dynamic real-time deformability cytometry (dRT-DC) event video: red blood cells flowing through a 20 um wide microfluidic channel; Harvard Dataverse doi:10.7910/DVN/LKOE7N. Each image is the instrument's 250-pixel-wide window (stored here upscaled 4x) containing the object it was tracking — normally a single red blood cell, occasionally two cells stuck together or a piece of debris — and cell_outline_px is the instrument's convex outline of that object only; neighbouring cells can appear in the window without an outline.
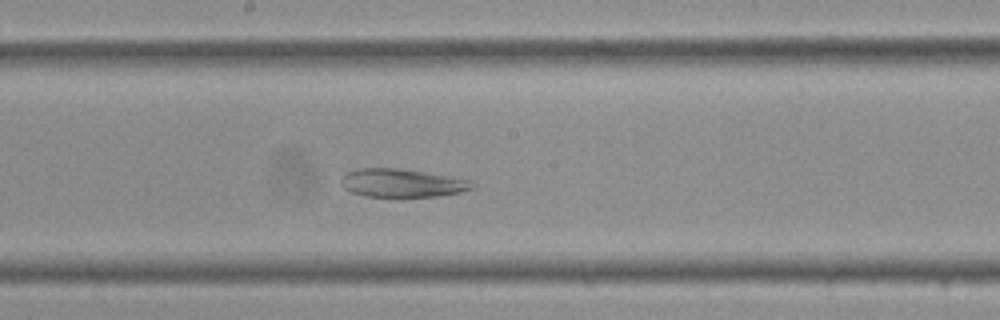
{"species": "Egyptian fruit bat (a non-hibernating species)", "species_latin": "Rousettus aegyptiacus", "temperature_condition": "cold", "stored_images_in_passage": 36, "camera_frame_rate_fps": 3000, "um_per_image_px": 0.085, "frame": {"image": 1, "passage_image": 19, "time_ms": 6.0, "image_size_px": [1000, 320], "cell_outline_px": [[476, 184], [472, 188], [460, 192], [440, 196], [364, 196], [352, 192], [344, 188], [340, 184], [340, 180], [348, 172], [356, 168], [400, 168], [472, 180]], "centroid_in_image_um": [34.17, 15.55], "position_along_channel_um": 214.0, "area_um2": 21.5}}
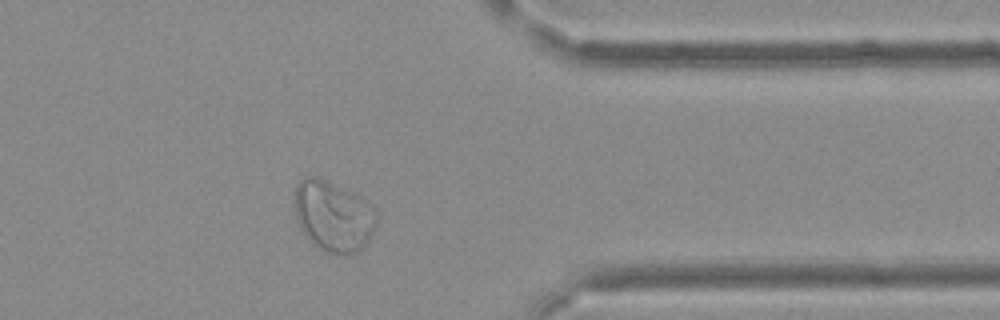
{"frame": {"image": 2, "passage_image": 29, "time_ms": 9.333, "image_size_px": [1000, 320], "cell_outline_px": [[376, 224], [364, 248], [356, 252], [344, 256], [324, 252], [312, 244], [304, 236], [300, 228], [296, 216], [296, 184], [304, 176], [320, 176], [360, 196], [372, 204], [376, 208]], "centroid_in_image_um": [28.34, 18.38], "position_along_channel_um": 383.1, "area_um2": 34.33}}
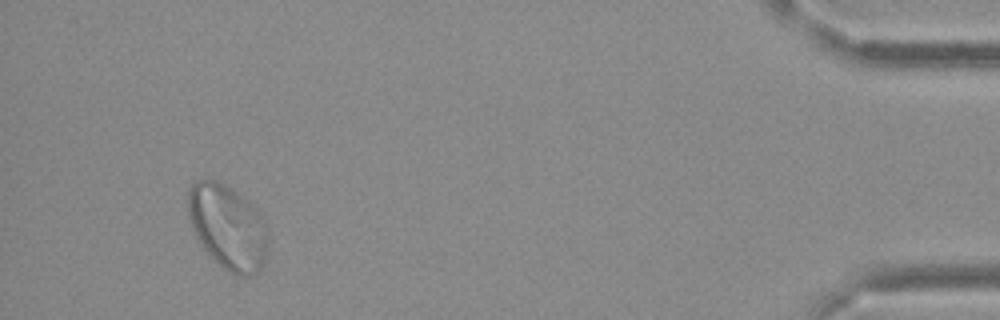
{"frame": {"image": 3, "passage_image": 34, "time_ms": 11.0, "image_size_px": [1000, 320], "cell_outline_px": [[268, 252], [260, 272], [252, 276], [236, 276], [228, 272], [212, 260], [200, 244], [192, 228], [188, 216], [188, 188], [200, 176], [220, 180], [232, 188], [248, 200], [264, 220], [268, 228]], "centroid_in_image_um": [19.36, 19.29], "position_along_channel_um": 415.8, "area_um2": 40.75}}